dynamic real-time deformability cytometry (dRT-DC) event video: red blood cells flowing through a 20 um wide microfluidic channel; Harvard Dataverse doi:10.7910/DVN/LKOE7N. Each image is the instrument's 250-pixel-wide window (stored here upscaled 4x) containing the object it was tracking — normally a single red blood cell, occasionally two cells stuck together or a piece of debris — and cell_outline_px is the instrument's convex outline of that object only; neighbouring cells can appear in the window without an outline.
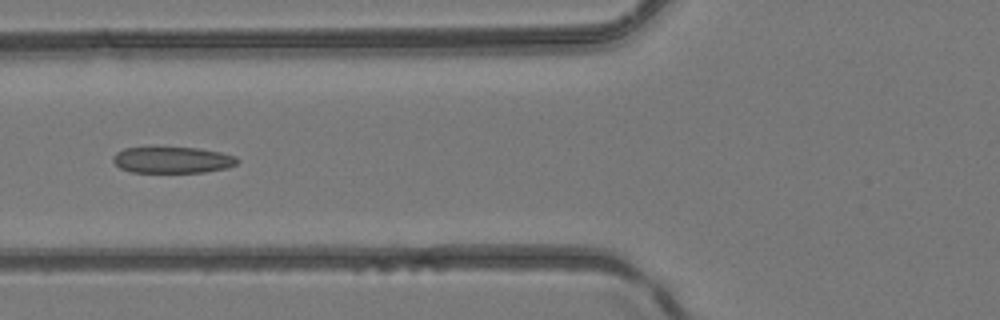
{"species": "common noctule bat (a hibernating species)", "species_latin": "Nyctalus noctula", "temperature_condition": "room temperature", "stored_images_in_passage": 5, "camera_frame_rate_fps": 3000, "um_per_image_px": 0.085, "animal": {"sex": "female", "body_mass_g": 24.6, "forearm_length_mm": 56.2}, "frame": {"image": 1, "passage_image": 5, "time_ms": 4.667, "image_size_px": [1000, 320], "cell_outline_px": [[240, 160], [236, 164], [228, 168], [204, 172], [132, 172], [120, 168], [112, 160], [112, 156], [116, 152], [124, 148], [200, 148], [220, 152], [236, 156]], "centroid_in_image_um": [14.68, 13.6], "position_along_channel_um": 111.1, "area_um2": 19.02}}